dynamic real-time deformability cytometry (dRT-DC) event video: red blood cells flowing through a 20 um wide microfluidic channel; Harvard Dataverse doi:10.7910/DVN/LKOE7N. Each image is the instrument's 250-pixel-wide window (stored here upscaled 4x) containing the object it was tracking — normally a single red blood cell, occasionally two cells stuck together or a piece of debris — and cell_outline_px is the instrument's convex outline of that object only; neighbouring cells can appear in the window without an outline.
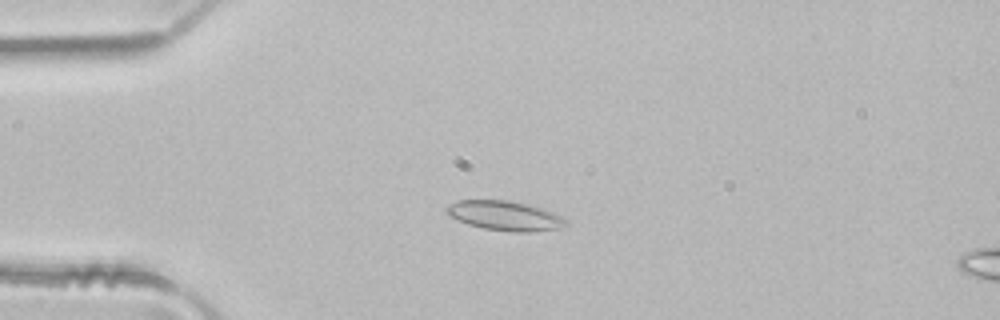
{"species": "common noctule bat (a hibernating species)", "species_latin": "Nyctalus noctula", "temperature_condition": "room temperature", "stored_images_in_passage": 6, "camera_frame_rate_fps": 3000, "um_per_image_px": 0.085, "animal": {"sex": "male", "body_mass_g": 21.5, "forearm_length_mm": 52.0}, "frame": {"image": 1, "passage_image": 4, "time_ms": 1.0, "image_size_px": [1000, 320], "cell_outline_px": [[568, 220], [564, 224], [556, 228], [532, 232], [512, 232], [484, 228], [468, 224], [448, 216], [444, 208], [448, 204], [456, 200], [508, 200], [528, 204], [544, 208]], "centroid_in_image_um": [42.85, 18.32], "position_along_channel_um": 42.2, "area_um2": 20.58}}
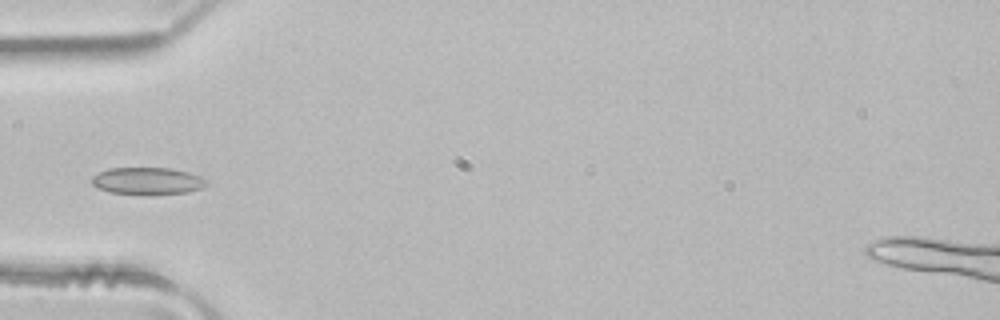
{"frame": {"image": 2, "passage_image": 5, "time_ms": 1.333, "image_size_px": [1000, 320], "cell_outline_px": [[208, 184], [200, 188], [188, 192], [108, 192], [96, 188], [92, 184], [92, 176], [108, 168], [172, 168], [188, 172], [200, 176], [208, 180]], "centroid_in_image_um": [12.52, 15.33], "position_along_channel_um": 72.5, "area_um2": 17.46}}
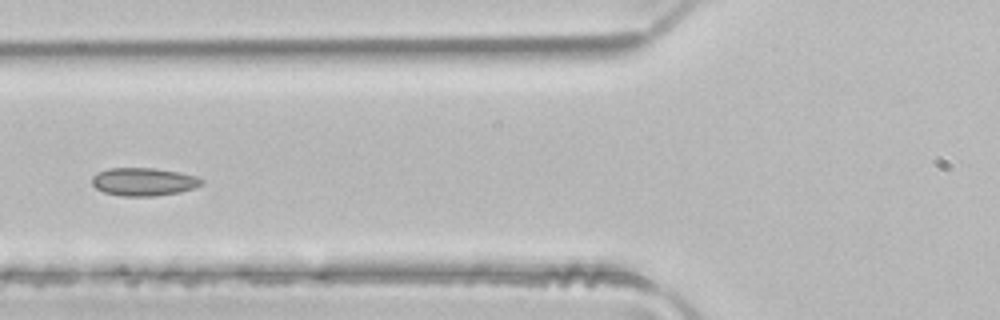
{"frame": {"image": 3, "passage_image": 6, "time_ms": 1.667, "image_size_px": [1000, 320], "cell_outline_px": [[204, 184], [180, 192], [156, 196], [120, 196], [104, 192], [96, 188], [92, 184], [92, 176], [96, 172], [108, 168], [156, 168], [180, 172], [196, 176], [204, 180]], "centroid_in_image_um": [12.2, 15.44], "position_along_channel_um": 113.6, "area_um2": 18.09}}